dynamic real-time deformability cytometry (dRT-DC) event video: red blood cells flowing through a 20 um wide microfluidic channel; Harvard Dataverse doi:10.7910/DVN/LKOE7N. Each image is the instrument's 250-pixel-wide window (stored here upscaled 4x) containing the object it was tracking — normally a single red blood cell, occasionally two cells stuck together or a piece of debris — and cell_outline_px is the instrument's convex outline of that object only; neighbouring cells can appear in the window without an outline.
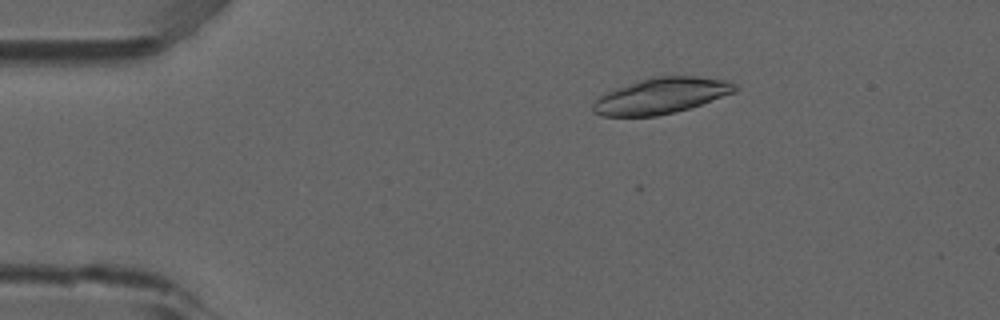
{"species": "common noctule bat (a hibernating species)", "species_latin": "Nyctalus noctula", "temperature_condition": "room temperature", "stored_images_in_passage": 5, "camera_frame_rate_fps": 3000, "um_per_image_px": 0.085, "animal": {"sex": "male", "forearm_length_mm": 52.5}, "frame": {"image": 1, "passage_image": 2, "time_ms": 0.333, "image_size_px": [1000, 320], "cell_outline_px": [[740, 88], [736, 92], [688, 108], [656, 116], [600, 116], [592, 112], [592, 104], [600, 96], [616, 88], [644, 80], [660, 76], [696, 76], [728, 80], [736, 84]], "centroid_in_image_um": [56.23, 8.15], "position_along_channel_um": 28.8, "area_um2": 29.25}}